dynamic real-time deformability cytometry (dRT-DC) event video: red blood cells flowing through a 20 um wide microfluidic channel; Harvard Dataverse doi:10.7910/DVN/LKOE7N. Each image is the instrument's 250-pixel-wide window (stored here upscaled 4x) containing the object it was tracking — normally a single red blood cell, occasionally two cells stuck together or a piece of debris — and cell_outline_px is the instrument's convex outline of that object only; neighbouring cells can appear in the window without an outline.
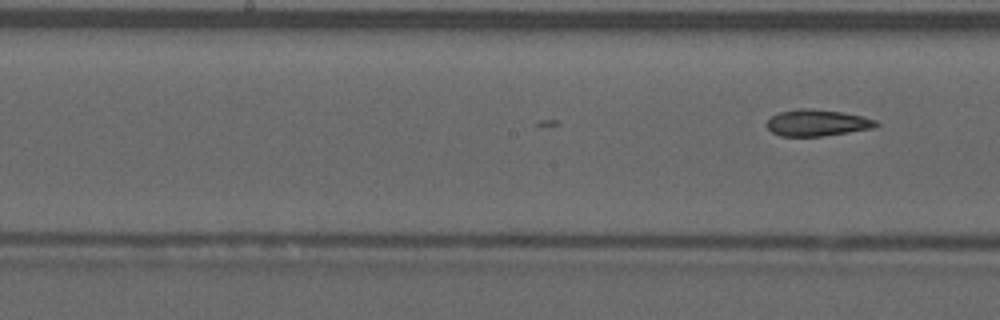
{"species": "common noctule bat (a hibernating species)", "species_latin": "Nyctalus noctula", "temperature_condition": "warm", "stored_images_in_passage": 26, "camera_frame_rate_fps": 3000, "um_per_image_px": 0.085, "animal": {"sex": "male", "forearm_length_mm": 52.5}, "frame": {"image": 1, "passage_image": 26, "time_ms": 8.333, "image_size_px": [1000, 320], "cell_outline_px": [[880, 124], [876, 128], [820, 136], [780, 136], [772, 132], [768, 128], [768, 120], [772, 116], [780, 112], [800, 108], [808, 108], [844, 112], [864, 116], [876, 120]], "centroid_in_image_um": [69.51, 10.43], "position_along_channel_um": 178.7, "area_um2": 16.88}}